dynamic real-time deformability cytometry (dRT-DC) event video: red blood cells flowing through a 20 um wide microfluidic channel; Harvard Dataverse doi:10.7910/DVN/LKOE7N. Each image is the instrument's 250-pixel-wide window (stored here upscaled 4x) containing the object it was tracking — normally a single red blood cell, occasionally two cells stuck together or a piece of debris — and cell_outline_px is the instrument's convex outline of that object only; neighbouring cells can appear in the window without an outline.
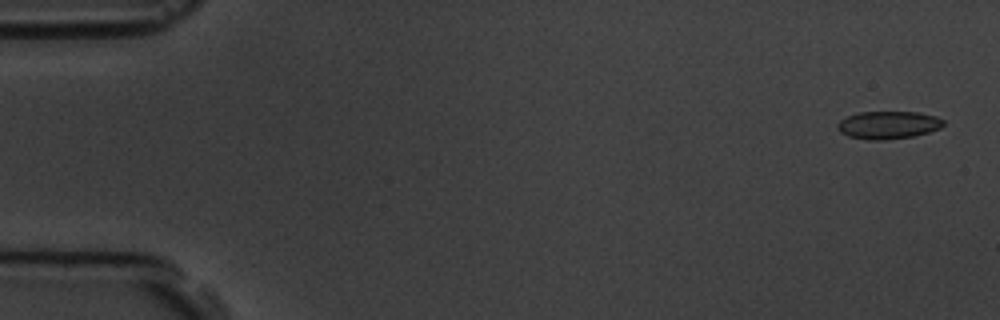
{"species": "common noctule bat (a hibernating species)", "species_latin": "Nyctalus noctula", "temperature_condition": "room temperature", "stored_images_in_passage": 5, "camera_frame_rate_fps": 3000, "um_per_image_px": 0.085, "animal": {"sex": "male", "body_mass_g": 19.5, "forearm_length_mm": 54.6}, "frame": {"image": 1, "passage_image": 1, "time_ms": 0.0, "image_size_px": [1000, 320], "cell_outline_px": [[944, 124], [940, 128], [928, 132], [912, 136], [884, 140], [868, 140], [848, 136], [840, 132], [836, 128], [836, 124], [840, 120], [848, 116], [860, 112], [920, 112], [936, 116], [944, 120]], "centroid_in_image_um": [75.48, 10.62], "position_along_channel_um": 9.5, "area_um2": 17.17}}
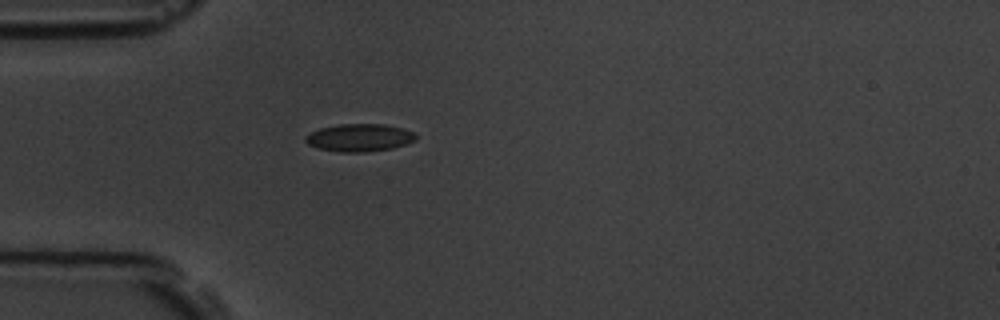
{"frame": {"image": 2, "passage_image": 5, "time_ms": 4.667, "image_size_px": [1000, 320], "cell_outline_px": [[416, 140], [392, 148], [364, 152], [340, 152], [320, 148], [308, 144], [304, 140], [304, 136], [320, 128], [340, 124], [384, 124], [400, 128], [412, 132], [416, 136]], "centroid_in_image_um": [30.52, 11.7], "position_along_channel_um": 54.5, "area_um2": 17.51}}